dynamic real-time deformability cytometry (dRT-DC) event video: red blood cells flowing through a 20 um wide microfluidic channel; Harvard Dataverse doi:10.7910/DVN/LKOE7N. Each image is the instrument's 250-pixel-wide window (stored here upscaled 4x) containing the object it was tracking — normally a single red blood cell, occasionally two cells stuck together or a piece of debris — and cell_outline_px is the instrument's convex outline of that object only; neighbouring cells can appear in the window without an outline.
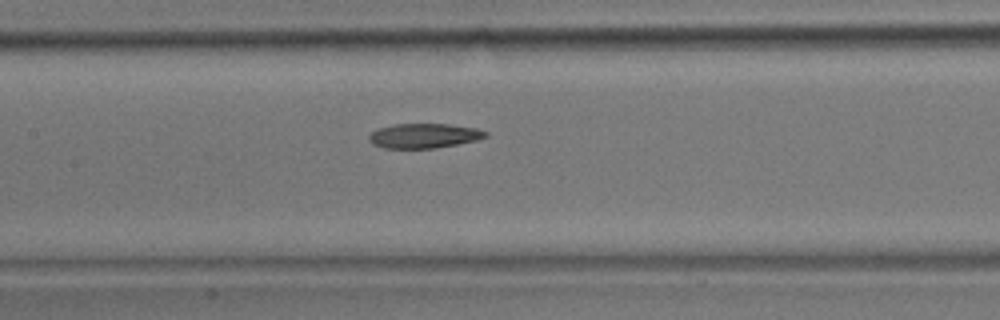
{"species": "common noctule bat (a hibernating species)", "species_latin": "Nyctalus noctula", "temperature_condition": "room temperature", "stored_images_in_passage": 7, "segment_of_instrument_passage": [1, 2], "camera_frame_rate_fps": 3000, "um_per_image_px": 0.085, "animal": {"sex": "male", "body_mass_g": 17.9}, "frame": {"image": 1, "passage_image": 6, "time_ms": 1.667, "image_size_px": [1000, 320], "cell_outline_px": [[488, 136], [476, 140], [436, 148], [384, 148], [372, 144], [368, 140], [368, 136], [376, 128], [392, 124], [448, 124], [476, 128], [488, 132]], "centroid_in_image_um": [36.0, 11.53], "position_along_channel_um": 171.4, "area_um2": 16.82}}